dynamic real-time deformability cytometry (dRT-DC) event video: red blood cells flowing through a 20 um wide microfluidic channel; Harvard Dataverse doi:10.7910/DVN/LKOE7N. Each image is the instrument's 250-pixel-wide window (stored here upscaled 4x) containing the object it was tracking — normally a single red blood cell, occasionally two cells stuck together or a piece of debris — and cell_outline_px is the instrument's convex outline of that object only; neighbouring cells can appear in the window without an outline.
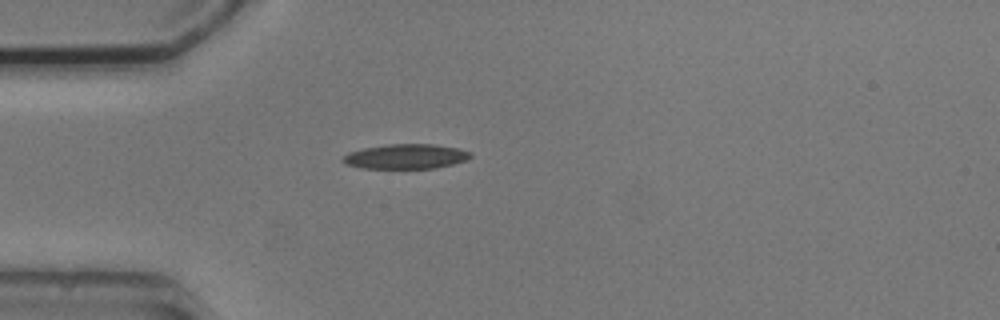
{"species": "common noctule bat (a hibernating species)", "species_latin": "Nyctalus noctula", "temperature_condition": "cold", "stored_images_in_passage": 1, "camera_frame_rate_fps": 3000, "um_per_image_px": 0.085, "animal": {"sex": "male", "body_mass_g": 20.5, "forearm_length_mm": 52.5}, "frame": {"image": 1, "passage_image": 1, "time_ms": 0.0, "image_size_px": [1000, 320], "cell_outline_px": [[472, 156], [468, 160], [452, 164], [432, 168], [360, 168], [344, 164], [340, 160], [348, 152], [364, 148], [388, 144], [436, 144], [456, 148], [472, 152]], "centroid_in_image_um": [34.48, 13.3], "position_along_channel_um": 50.5, "area_um2": 18.5}}